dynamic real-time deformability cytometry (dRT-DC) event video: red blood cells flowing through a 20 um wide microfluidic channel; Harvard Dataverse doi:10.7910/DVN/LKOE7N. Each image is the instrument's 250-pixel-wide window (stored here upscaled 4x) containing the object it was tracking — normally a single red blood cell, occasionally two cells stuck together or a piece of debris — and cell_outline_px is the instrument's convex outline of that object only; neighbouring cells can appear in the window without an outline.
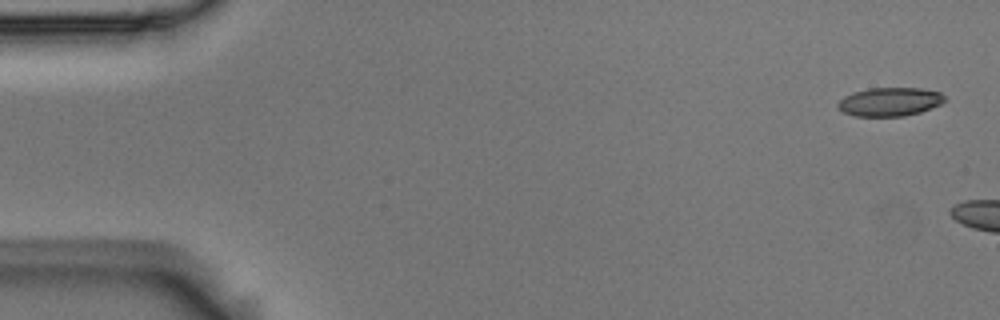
{"species": "Egyptian fruit bat (a non-hibernating species)", "species_latin": "Rousettus aegyptiacus", "temperature_condition": "room temperature", "stored_images_in_passage": 2, "camera_frame_rate_fps": 3000, "um_per_image_px": 0.085, "animal": {"sex": "male"}, "frame": {"image": 1, "passage_image": 1, "time_ms": 0.0, "image_size_px": [1000, 320], "cell_outline_px": [[948, 100], [940, 104], [920, 112], [904, 116], [856, 116], [844, 112], [836, 108], [836, 104], [844, 96], [852, 92], [868, 88], [920, 88], [940, 92]], "centroid_in_image_um": [75.61, 8.64], "position_along_channel_um": 9.4, "area_um2": 17.92}}